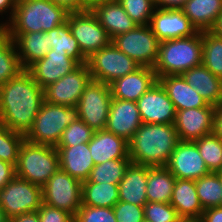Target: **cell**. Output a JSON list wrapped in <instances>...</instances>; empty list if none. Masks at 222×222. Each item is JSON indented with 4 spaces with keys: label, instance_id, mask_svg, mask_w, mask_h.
<instances>
[{
    "label": "cell",
    "instance_id": "obj_1",
    "mask_svg": "<svg viewBox=\"0 0 222 222\" xmlns=\"http://www.w3.org/2000/svg\"><path fill=\"white\" fill-rule=\"evenodd\" d=\"M44 100V89L24 69L0 87V124L26 135Z\"/></svg>",
    "mask_w": 222,
    "mask_h": 222
},
{
    "label": "cell",
    "instance_id": "obj_2",
    "mask_svg": "<svg viewBox=\"0 0 222 222\" xmlns=\"http://www.w3.org/2000/svg\"><path fill=\"white\" fill-rule=\"evenodd\" d=\"M179 141L174 124L142 123L128 142L129 158L137 165L166 166Z\"/></svg>",
    "mask_w": 222,
    "mask_h": 222
},
{
    "label": "cell",
    "instance_id": "obj_3",
    "mask_svg": "<svg viewBox=\"0 0 222 222\" xmlns=\"http://www.w3.org/2000/svg\"><path fill=\"white\" fill-rule=\"evenodd\" d=\"M68 13L50 0H17L10 22L0 28L6 33L47 32L65 23Z\"/></svg>",
    "mask_w": 222,
    "mask_h": 222
},
{
    "label": "cell",
    "instance_id": "obj_4",
    "mask_svg": "<svg viewBox=\"0 0 222 222\" xmlns=\"http://www.w3.org/2000/svg\"><path fill=\"white\" fill-rule=\"evenodd\" d=\"M202 53V31L190 37L161 41L153 70L157 78L181 75L190 68L202 65Z\"/></svg>",
    "mask_w": 222,
    "mask_h": 222
},
{
    "label": "cell",
    "instance_id": "obj_5",
    "mask_svg": "<svg viewBox=\"0 0 222 222\" xmlns=\"http://www.w3.org/2000/svg\"><path fill=\"white\" fill-rule=\"evenodd\" d=\"M59 168L55 147L24 139L19 149L15 176L42 187Z\"/></svg>",
    "mask_w": 222,
    "mask_h": 222
},
{
    "label": "cell",
    "instance_id": "obj_6",
    "mask_svg": "<svg viewBox=\"0 0 222 222\" xmlns=\"http://www.w3.org/2000/svg\"><path fill=\"white\" fill-rule=\"evenodd\" d=\"M77 119L76 106L56 105L44 100L25 139L34 144L56 147L64 130Z\"/></svg>",
    "mask_w": 222,
    "mask_h": 222
},
{
    "label": "cell",
    "instance_id": "obj_7",
    "mask_svg": "<svg viewBox=\"0 0 222 222\" xmlns=\"http://www.w3.org/2000/svg\"><path fill=\"white\" fill-rule=\"evenodd\" d=\"M86 64L92 80L108 85L141 67L135 60L121 52L112 42L87 58Z\"/></svg>",
    "mask_w": 222,
    "mask_h": 222
},
{
    "label": "cell",
    "instance_id": "obj_8",
    "mask_svg": "<svg viewBox=\"0 0 222 222\" xmlns=\"http://www.w3.org/2000/svg\"><path fill=\"white\" fill-rule=\"evenodd\" d=\"M111 42L141 66L153 68L157 62L161 41L150 25H136L131 31L113 37Z\"/></svg>",
    "mask_w": 222,
    "mask_h": 222
},
{
    "label": "cell",
    "instance_id": "obj_9",
    "mask_svg": "<svg viewBox=\"0 0 222 222\" xmlns=\"http://www.w3.org/2000/svg\"><path fill=\"white\" fill-rule=\"evenodd\" d=\"M42 200L74 217L82 206V183L59 168L42 186Z\"/></svg>",
    "mask_w": 222,
    "mask_h": 222
},
{
    "label": "cell",
    "instance_id": "obj_10",
    "mask_svg": "<svg viewBox=\"0 0 222 222\" xmlns=\"http://www.w3.org/2000/svg\"><path fill=\"white\" fill-rule=\"evenodd\" d=\"M42 203V187L17 176L0 190V207L9 220L38 211Z\"/></svg>",
    "mask_w": 222,
    "mask_h": 222
},
{
    "label": "cell",
    "instance_id": "obj_11",
    "mask_svg": "<svg viewBox=\"0 0 222 222\" xmlns=\"http://www.w3.org/2000/svg\"><path fill=\"white\" fill-rule=\"evenodd\" d=\"M111 101L110 86L91 80L77 103L78 118L94 131L104 130Z\"/></svg>",
    "mask_w": 222,
    "mask_h": 222
},
{
    "label": "cell",
    "instance_id": "obj_12",
    "mask_svg": "<svg viewBox=\"0 0 222 222\" xmlns=\"http://www.w3.org/2000/svg\"><path fill=\"white\" fill-rule=\"evenodd\" d=\"M66 21L86 58L111 43L112 39L90 9L69 12Z\"/></svg>",
    "mask_w": 222,
    "mask_h": 222
},
{
    "label": "cell",
    "instance_id": "obj_13",
    "mask_svg": "<svg viewBox=\"0 0 222 222\" xmlns=\"http://www.w3.org/2000/svg\"><path fill=\"white\" fill-rule=\"evenodd\" d=\"M92 80L87 64L61 77L44 89L45 101L63 106H77L86 86Z\"/></svg>",
    "mask_w": 222,
    "mask_h": 222
},
{
    "label": "cell",
    "instance_id": "obj_14",
    "mask_svg": "<svg viewBox=\"0 0 222 222\" xmlns=\"http://www.w3.org/2000/svg\"><path fill=\"white\" fill-rule=\"evenodd\" d=\"M165 167L176 179L195 181L210 173L194 141H179Z\"/></svg>",
    "mask_w": 222,
    "mask_h": 222
},
{
    "label": "cell",
    "instance_id": "obj_15",
    "mask_svg": "<svg viewBox=\"0 0 222 222\" xmlns=\"http://www.w3.org/2000/svg\"><path fill=\"white\" fill-rule=\"evenodd\" d=\"M136 103L142 123L174 124L175 106L158 81Z\"/></svg>",
    "mask_w": 222,
    "mask_h": 222
},
{
    "label": "cell",
    "instance_id": "obj_16",
    "mask_svg": "<svg viewBox=\"0 0 222 222\" xmlns=\"http://www.w3.org/2000/svg\"><path fill=\"white\" fill-rule=\"evenodd\" d=\"M216 106L177 110L174 126L180 141H194L213 132Z\"/></svg>",
    "mask_w": 222,
    "mask_h": 222
},
{
    "label": "cell",
    "instance_id": "obj_17",
    "mask_svg": "<svg viewBox=\"0 0 222 222\" xmlns=\"http://www.w3.org/2000/svg\"><path fill=\"white\" fill-rule=\"evenodd\" d=\"M79 66L75 60L67 56L66 51L50 50L44 58L35 61L26 70L45 89Z\"/></svg>",
    "mask_w": 222,
    "mask_h": 222
},
{
    "label": "cell",
    "instance_id": "obj_18",
    "mask_svg": "<svg viewBox=\"0 0 222 222\" xmlns=\"http://www.w3.org/2000/svg\"><path fill=\"white\" fill-rule=\"evenodd\" d=\"M149 25L160 41L190 37L198 32L181 9L156 8Z\"/></svg>",
    "mask_w": 222,
    "mask_h": 222
},
{
    "label": "cell",
    "instance_id": "obj_19",
    "mask_svg": "<svg viewBox=\"0 0 222 222\" xmlns=\"http://www.w3.org/2000/svg\"><path fill=\"white\" fill-rule=\"evenodd\" d=\"M141 124L142 120L135 101L112 98L106 131L129 142Z\"/></svg>",
    "mask_w": 222,
    "mask_h": 222
},
{
    "label": "cell",
    "instance_id": "obj_20",
    "mask_svg": "<svg viewBox=\"0 0 222 222\" xmlns=\"http://www.w3.org/2000/svg\"><path fill=\"white\" fill-rule=\"evenodd\" d=\"M157 81L158 78L152 67L141 66L133 73L110 83L111 96L114 99L136 102Z\"/></svg>",
    "mask_w": 222,
    "mask_h": 222
},
{
    "label": "cell",
    "instance_id": "obj_21",
    "mask_svg": "<svg viewBox=\"0 0 222 222\" xmlns=\"http://www.w3.org/2000/svg\"><path fill=\"white\" fill-rule=\"evenodd\" d=\"M90 10L111 39L116 35L131 31L137 25L117 0L93 3L90 5Z\"/></svg>",
    "mask_w": 222,
    "mask_h": 222
},
{
    "label": "cell",
    "instance_id": "obj_22",
    "mask_svg": "<svg viewBox=\"0 0 222 222\" xmlns=\"http://www.w3.org/2000/svg\"><path fill=\"white\" fill-rule=\"evenodd\" d=\"M59 156V167L64 172L85 182L95 166L88 143H82L71 147H55Z\"/></svg>",
    "mask_w": 222,
    "mask_h": 222
},
{
    "label": "cell",
    "instance_id": "obj_23",
    "mask_svg": "<svg viewBox=\"0 0 222 222\" xmlns=\"http://www.w3.org/2000/svg\"><path fill=\"white\" fill-rule=\"evenodd\" d=\"M170 204L184 222H197L204 211L193 180L176 179Z\"/></svg>",
    "mask_w": 222,
    "mask_h": 222
},
{
    "label": "cell",
    "instance_id": "obj_24",
    "mask_svg": "<svg viewBox=\"0 0 222 222\" xmlns=\"http://www.w3.org/2000/svg\"><path fill=\"white\" fill-rule=\"evenodd\" d=\"M158 82L165 89L169 99L173 102L176 111L206 107L209 105L181 75L158 77Z\"/></svg>",
    "mask_w": 222,
    "mask_h": 222
},
{
    "label": "cell",
    "instance_id": "obj_25",
    "mask_svg": "<svg viewBox=\"0 0 222 222\" xmlns=\"http://www.w3.org/2000/svg\"><path fill=\"white\" fill-rule=\"evenodd\" d=\"M88 145L95 165L113 159L129 158L128 142L105 129L95 131Z\"/></svg>",
    "mask_w": 222,
    "mask_h": 222
},
{
    "label": "cell",
    "instance_id": "obj_26",
    "mask_svg": "<svg viewBox=\"0 0 222 222\" xmlns=\"http://www.w3.org/2000/svg\"><path fill=\"white\" fill-rule=\"evenodd\" d=\"M14 40L19 61L27 69L51 50L47 32L7 33Z\"/></svg>",
    "mask_w": 222,
    "mask_h": 222
},
{
    "label": "cell",
    "instance_id": "obj_27",
    "mask_svg": "<svg viewBox=\"0 0 222 222\" xmlns=\"http://www.w3.org/2000/svg\"><path fill=\"white\" fill-rule=\"evenodd\" d=\"M148 166L131 163L118 184L119 201L144 206L146 195Z\"/></svg>",
    "mask_w": 222,
    "mask_h": 222
},
{
    "label": "cell",
    "instance_id": "obj_28",
    "mask_svg": "<svg viewBox=\"0 0 222 222\" xmlns=\"http://www.w3.org/2000/svg\"><path fill=\"white\" fill-rule=\"evenodd\" d=\"M181 76L208 104L216 107L222 104V80L203 64L190 68L183 72Z\"/></svg>",
    "mask_w": 222,
    "mask_h": 222
},
{
    "label": "cell",
    "instance_id": "obj_29",
    "mask_svg": "<svg viewBox=\"0 0 222 222\" xmlns=\"http://www.w3.org/2000/svg\"><path fill=\"white\" fill-rule=\"evenodd\" d=\"M181 10L198 31H211L222 13V0H187Z\"/></svg>",
    "mask_w": 222,
    "mask_h": 222
},
{
    "label": "cell",
    "instance_id": "obj_30",
    "mask_svg": "<svg viewBox=\"0 0 222 222\" xmlns=\"http://www.w3.org/2000/svg\"><path fill=\"white\" fill-rule=\"evenodd\" d=\"M175 182L176 178L165 166H148V202L170 203Z\"/></svg>",
    "mask_w": 222,
    "mask_h": 222
},
{
    "label": "cell",
    "instance_id": "obj_31",
    "mask_svg": "<svg viewBox=\"0 0 222 222\" xmlns=\"http://www.w3.org/2000/svg\"><path fill=\"white\" fill-rule=\"evenodd\" d=\"M118 201V184L82 183V205L113 208Z\"/></svg>",
    "mask_w": 222,
    "mask_h": 222
},
{
    "label": "cell",
    "instance_id": "obj_32",
    "mask_svg": "<svg viewBox=\"0 0 222 222\" xmlns=\"http://www.w3.org/2000/svg\"><path fill=\"white\" fill-rule=\"evenodd\" d=\"M49 34V45L51 50L66 51L69 58L75 60L79 65L86 64L87 58L79 48L78 42L71 33L68 22L47 31Z\"/></svg>",
    "mask_w": 222,
    "mask_h": 222
},
{
    "label": "cell",
    "instance_id": "obj_33",
    "mask_svg": "<svg viewBox=\"0 0 222 222\" xmlns=\"http://www.w3.org/2000/svg\"><path fill=\"white\" fill-rule=\"evenodd\" d=\"M23 70L14 40L0 28V87Z\"/></svg>",
    "mask_w": 222,
    "mask_h": 222
},
{
    "label": "cell",
    "instance_id": "obj_34",
    "mask_svg": "<svg viewBox=\"0 0 222 222\" xmlns=\"http://www.w3.org/2000/svg\"><path fill=\"white\" fill-rule=\"evenodd\" d=\"M131 163L130 158H120L96 164L87 180L92 183L119 184Z\"/></svg>",
    "mask_w": 222,
    "mask_h": 222
},
{
    "label": "cell",
    "instance_id": "obj_35",
    "mask_svg": "<svg viewBox=\"0 0 222 222\" xmlns=\"http://www.w3.org/2000/svg\"><path fill=\"white\" fill-rule=\"evenodd\" d=\"M202 64L222 80V38L211 31H202Z\"/></svg>",
    "mask_w": 222,
    "mask_h": 222
},
{
    "label": "cell",
    "instance_id": "obj_36",
    "mask_svg": "<svg viewBox=\"0 0 222 222\" xmlns=\"http://www.w3.org/2000/svg\"><path fill=\"white\" fill-rule=\"evenodd\" d=\"M195 187L204 210L221 206L222 184L221 176L218 173L210 172L195 180Z\"/></svg>",
    "mask_w": 222,
    "mask_h": 222
},
{
    "label": "cell",
    "instance_id": "obj_37",
    "mask_svg": "<svg viewBox=\"0 0 222 222\" xmlns=\"http://www.w3.org/2000/svg\"><path fill=\"white\" fill-rule=\"evenodd\" d=\"M194 142L209 172L217 173L222 167V139L212 132Z\"/></svg>",
    "mask_w": 222,
    "mask_h": 222
},
{
    "label": "cell",
    "instance_id": "obj_38",
    "mask_svg": "<svg viewBox=\"0 0 222 222\" xmlns=\"http://www.w3.org/2000/svg\"><path fill=\"white\" fill-rule=\"evenodd\" d=\"M24 139L25 135L0 124V160L16 166L19 149Z\"/></svg>",
    "mask_w": 222,
    "mask_h": 222
},
{
    "label": "cell",
    "instance_id": "obj_39",
    "mask_svg": "<svg viewBox=\"0 0 222 222\" xmlns=\"http://www.w3.org/2000/svg\"><path fill=\"white\" fill-rule=\"evenodd\" d=\"M94 132L92 128L78 118L64 130L56 147H71L82 143H89Z\"/></svg>",
    "mask_w": 222,
    "mask_h": 222
},
{
    "label": "cell",
    "instance_id": "obj_40",
    "mask_svg": "<svg viewBox=\"0 0 222 222\" xmlns=\"http://www.w3.org/2000/svg\"><path fill=\"white\" fill-rule=\"evenodd\" d=\"M137 25H149L156 6L154 0H117Z\"/></svg>",
    "mask_w": 222,
    "mask_h": 222
},
{
    "label": "cell",
    "instance_id": "obj_41",
    "mask_svg": "<svg viewBox=\"0 0 222 222\" xmlns=\"http://www.w3.org/2000/svg\"><path fill=\"white\" fill-rule=\"evenodd\" d=\"M144 217L149 222H184L170 203L147 202Z\"/></svg>",
    "mask_w": 222,
    "mask_h": 222
},
{
    "label": "cell",
    "instance_id": "obj_42",
    "mask_svg": "<svg viewBox=\"0 0 222 222\" xmlns=\"http://www.w3.org/2000/svg\"><path fill=\"white\" fill-rule=\"evenodd\" d=\"M78 222H117L113 208L82 205L74 216Z\"/></svg>",
    "mask_w": 222,
    "mask_h": 222
},
{
    "label": "cell",
    "instance_id": "obj_43",
    "mask_svg": "<svg viewBox=\"0 0 222 222\" xmlns=\"http://www.w3.org/2000/svg\"><path fill=\"white\" fill-rule=\"evenodd\" d=\"M117 222H143L144 206L118 201L113 207Z\"/></svg>",
    "mask_w": 222,
    "mask_h": 222
},
{
    "label": "cell",
    "instance_id": "obj_44",
    "mask_svg": "<svg viewBox=\"0 0 222 222\" xmlns=\"http://www.w3.org/2000/svg\"><path fill=\"white\" fill-rule=\"evenodd\" d=\"M40 222H69L73 217L65 210L48 206L44 203L38 210Z\"/></svg>",
    "mask_w": 222,
    "mask_h": 222
},
{
    "label": "cell",
    "instance_id": "obj_45",
    "mask_svg": "<svg viewBox=\"0 0 222 222\" xmlns=\"http://www.w3.org/2000/svg\"><path fill=\"white\" fill-rule=\"evenodd\" d=\"M56 5L64 7L68 12H80L90 9L89 0H50Z\"/></svg>",
    "mask_w": 222,
    "mask_h": 222
},
{
    "label": "cell",
    "instance_id": "obj_46",
    "mask_svg": "<svg viewBox=\"0 0 222 222\" xmlns=\"http://www.w3.org/2000/svg\"><path fill=\"white\" fill-rule=\"evenodd\" d=\"M15 177V166L0 160V190Z\"/></svg>",
    "mask_w": 222,
    "mask_h": 222
},
{
    "label": "cell",
    "instance_id": "obj_47",
    "mask_svg": "<svg viewBox=\"0 0 222 222\" xmlns=\"http://www.w3.org/2000/svg\"><path fill=\"white\" fill-rule=\"evenodd\" d=\"M197 222H222V207H211L203 211Z\"/></svg>",
    "mask_w": 222,
    "mask_h": 222
},
{
    "label": "cell",
    "instance_id": "obj_48",
    "mask_svg": "<svg viewBox=\"0 0 222 222\" xmlns=\"http://www.w3.org/2000/svg\"><path fill=\"white\" fill-rule=\"evenodd\" d=\"M187 0H154L159 9H181Z\"/></svg>",
    "mask_w": 222,
    "mask_h": 222
},
{
    "label": "cell",
    "instance_id": "obj_49",
    "mask_svg": "<svg viewBox=\"0 0 222 222\" xmlns=\"http://www.w3.org/2000/svg\"><path fill=\"white\" fill-rule=\"evenodd\" d=\"M213 133L222 139V104L216 107L214 114Z\"/></svg>",
    "mask_w": 222,
    "mask_h": 222
},
{
    "label": "cell",
    "instance_id": "obj_50",
    "mask_svg": "<svg viewBox=\"0 0 222 222\" xmlns=\"http://www.w3.org/2000/svg\"><path fill=\"white\" fill-rule=\"evenodd\" d=\"M10 222H40L38 211L17 215Z\"/></svg>",
    "mask_w": 222,
    "mask_h": 222
},
{
    "label": "cell",
    "instance_id": "obj_51",
    "mask_svg": "<svg viewBox=\"0 0 222 222\" xmlns=\"http://www.w3.org/2000/svg\"><path fill=\"white\" fill-rule=\"evenodd\" d=\"M16 4H17V0H0V14L2 15L3 12L5 13L10 9L11 16H9L10 18L8 20V21H10L11 18L13 17ZM5 10H7V11H5Z\"/></svg>",
    "mask_w": 222,
    "mask_h": 222
},
{
    "label": "cell",
    "instance_id": "obj_52",
    "mask_svg": "<svg viewBox=\"0 0 222 222\" xmlns=\"http://www.w3.org/2000/svg\"><path fill=\"white\" fill-rule=\"evenodd\" d=\"M212 31L215 34H217L220 38H222V13L220 15V18H219L215 28Z\"/></svg>",
    "mask_w": 222,
    "mask_h": 222
},
{
    "label": "cell",
    "instance_id": "obj_53",
    "mask_svg": "<svg viewBox=\"0 0 222 222\" xmlns=\"http://www.w3.org/2000/svg\"><path fill=\"white\" fill-rule=\"evenodd\" d=\"M0 222H10V220L6 217V214L0 207Z\"/></svg>",
    "mask_w": 222,
    "mask_h": 222
},
{
    "label": "cell",
    "instance_id": "obj_54",
    "mask_svg": "<svg viewBox=\"0 0 222 222\" xmlns=\"http://www.w3.org/2000/svg\"><path fill=\"white\" fill-rule=\"evenodd\" d=\"M69 222H78V221L75 219V217H72Z\"/></svg>",
    "mask_w": 222,
    "mask_h": 222
},
{
    "label": "cell",
    "instance_id": "obj_55",
    "mask_svg": "<svg viewBox=\"0 0 222 222\" xmlns=\"http://www.w3.org/2000/svg\"><path fill=\"white\" fill-rule=\"evenodd\" d=\"M217 173L222 177V167Z\"/></svg>",
    "mask_w": 222,
    "mask_h": 222
},
{
    "label": "cell",
    "instance_id": "obj_56",
    "mask_svg": "<svg viewBox=\"0 0 222 222\" xmlns=\"http://www.w3.org/2000/svg\"><path fill=\"white\" fill-rule=\"evenodd\" d=\"M90 2V5L93 4V3H96V0H89Z\"/></svg>",
    "mask_w": 222,
    "mask_h": 222
},
{
    "label": "cell",
    "instance_id": "obj_57",
    "mask_svg": "<svg viewBox=\"0 0 222 222\" xmlns=\"http://www.w3.org/2000/svg\"><path fill=\"white\" fill-rule=\"evenodd\" d=\"M221 184H222V177H221ZM222 191V190H221ZM221 207H222V198H221Z\"/></svg>",
    "mask_w": 222,
    "mask_h": 222
}]
</instances>
